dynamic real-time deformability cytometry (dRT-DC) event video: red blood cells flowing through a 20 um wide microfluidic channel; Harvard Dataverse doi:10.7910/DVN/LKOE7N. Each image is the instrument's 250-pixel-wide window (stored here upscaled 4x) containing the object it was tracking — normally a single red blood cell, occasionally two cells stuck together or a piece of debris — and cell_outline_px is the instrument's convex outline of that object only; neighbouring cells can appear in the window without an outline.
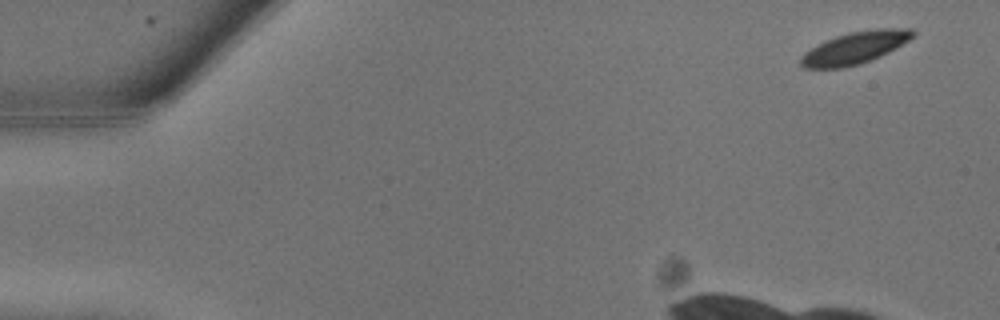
{"species": "common noctule bat (a hibernating species)", "species_latin": "Nyctalus noctula", "temperature_condition": "warm", "stored_images_in_passage": 8, "camera_frame_rate_fps": 3000, "um_per_image_px": 0.085, "animal": {"sex": "male", "body_mass_g": 13.3}, "frame": {"image": 1, "passage_image": 1, "time_ms": 0.0, "image_size_px": [1000, 320], "cell_outline_px": [[916, 32], [908, 40], [896, 48], [880, 56], [860, 64], [844, 68], [804, 68], [800, 64], [800, 56], [804, 52], [836, 36], [848, 32], [880, 28], [912, 28]], "centroid_in_image_um": [72.67, 4.07], "position_along_channel_um": 12.3, "area_um2": 20.81}}